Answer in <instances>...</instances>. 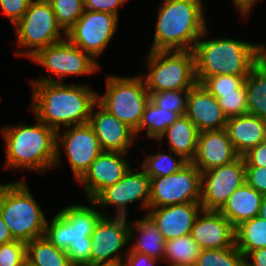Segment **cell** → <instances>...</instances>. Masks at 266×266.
Here are the masks:
<instances>
[{
    "label": "cell",
    "instance_id": "277c9868",
    "mask_svg": "<svg viewBox=\"0 0 266 266\" xmlns=\"http://www.w3.org/2000/svg\"><path fill=\"white\" fill-rule=\"evenodd\" d=\"M86 205H70L46 223L44 237L55 247L66 251L73 266L91 263L92 244L90 236L103 216Z\"/></svg>",
    "mask_w": 266,
    "mask_h": 266
},
{
    "label": "cell",
    "instance_id": "ac0fdd59",
    "mask_svg": "<svg viewBox=\"0 0 266 266\" xmlns=\"http://www.w3.org/2000/svg\"><path fill=\"white\" fill-rule=\"evenodd\" d=\"M95 106H97V110L99 108L96 112H94ZM88 124L94 130L104 151L127 153L134 138H137L132 129L110 114L98 102L91 109Z\"/></svg>",
    "mask_w": 266,
    "mask_h": 266
},
{
    "label": "cell",
    "instance_id": "7402d4cb",
    "mask_svg": "<svg viewBox=\"0 0 266 266\" xmlns=\"http://www.w3.org/2000/svg\"><path fill=\"white\" fill-rule=\"evenodd\" d=\"M185 115L199 132L226 128L228 120L218 100L199 83L188 91Z\"/></svg>",
    "mask_w": 266,
    "mask_h": 266
},
{
    "label": "cell",
    "instance_id": "6da1fadb",
    "mask_svg": "<svg viewBox=\"0 0 266 266\" xmlns=\"http://www.w3.org/2000/svg\"><path fill=\"white\" fill-rule=\"evenodd\" d=\"M33 101L31 110L36 119L60 131L61 124L65 127L86 124L91 109L97 102V95L86 85L64 84L63 82L32 83Z\"/></svg>",
    "mask_w": 266,
    "mask_h": 266
},
{
    "label": "cell",
    "instance_id": "4dcf8cb0",
    "mask_svg": "<svg viewBox=\"0 0 266 266\" xmlns=\"http://www.w3.org/2000/svg\"><path fill=\"white\" fill-rule=\"evenodd\" d=\"M180 117L178 113L159 109L151 100L147 103L143 112L141 123L134 132L135 137L142 129L147 128V136L158 139L161 134Z\"/></svg>",
    "mask_w": 266,
    "mask_h": 266
},
{
    "label": "cell",
    "instance_id": "d6a6232c",
    "mask_svg": "<svg viewBox=\"0 0 266 266\" xmlns=\"http://www.w3.org/2000/svg\"><path fill=\"white\" fill-rule=\"evenodd\" d=\"M188 163L184 158H174L172 151L169 154H151L142 164V170L149 178L164 177L178 172Z\"/></svg>",
    "mask_w": 266,
    "mask_h": 266
},
{
    "label": "cell",
    "instance_id": "5b68a950",
    "mask_svg": "<svg viewBox=\"0 0 266 266\" xmlns=\"http://www.w3.org/2000/svg\"><path fill=\"white\" fill-rule=\"evenodd\" d=\"M35 125L18 124L2 129L6 140L5 168L45 171L56 162V131L36 119Z\"/></svg>",
    "mask_w": 266,
    "mask_h": 266
},
{
    "label": "cell",
    "instance_id": "7c38bea8",
    "mask_svg": "<svg viewBox=\"0 0 266 266\" xmlns=\"http://www.w3.org/2000/svg\"><path fill=\"white\" fill-rule=\"evenodd\" d=\"M117 24L118 17L114 14L85 9L66 33V38L95 59L114 37Z\"/></svg>",
    "mask_w": 266,
    "mask_h": 266
},
{
    "label": "cell",
    "instance_id": "f35d334b",
    "mask_svg": "<svg viewBox=\"0 0 266 266\" xmlns=\"http://www.w3.org/2000/svg\"><path fill=\"white\" fill-rule=\"evenodd\" d=\"M34 0H0L1 9L15 26Z\"/></svg>",
    "mask_w": 266,
    "mask_h": 266
},
{
    "label": "cell",
    "instance_id": "ab89813d",
    "mask_svg": "<svg viewBox=\"0 0 266 266\" xmlns=\"http://www.w3.org/2000/svg\"><path fill=\"white\" fill-rule=\"evenodd\" d=\"M246 183L266 195V167H245Z\"/></svg>",
    "mask_w": 266,
    "mask_h": 266
},
{
    "label": "cell",
    "instance_id": "e0dca14e",
    "mask_svg": "<svg viewBox=\"0 0 266 266\" xmlns=\"http://www.w3.org/2000/svg\"><path fill=\"white\" fill-rule=\"evenodd\" d=\"M126 153L103 151L92 163L88 171L78 181L85 187L88 200H93L103 189L120 181L130 170L124 159Z\"/></svg>",
    "mask_w": 266,
    "mask_h": 266
},
{
    "label": "cell",
    "instance_id": "1f68e13d",
    "mask_svg": "<svg viewBox=\"0 0 266 266\" xmlns=\"http://www.w3.org/2000/svg\"><path fill=\"white\" fill-rule=\"evenodd\" d=\"M244 254L234 244L222 249H204L200 251L194 266H245Z\"/></svg>",
    "mask_w": 266,
    "mask_h": 266
},
{
    "label": "cell",
    "instance_id": "f1b7e54d",
    "mask_svg": "<svg viewBox=\"0 0 266 266\" xmlns=\"http://www.w3.org/2000/svg\"><path fill=\"white\" fill-rule=\"evenodd\" d=\"M235 245L246 257L251 251L266 247V220L256 216L235 228Z\"/></svg>",
    "mask_w": 266,
    "mask_h": 266
},
{
    "label": "cell",
    "instance_id": "60d3db41",
    "mask_svg": "<svg viewBox=\"0 0 266 266\" xmlns=\"http://www.w3.org/2000/svg\"><path fill=\"white\" fill-rule=\"evenodd\" d=\"M87 10L108 12L118 17V8L128 0H83Z\"/></svg>",
    "mask_w": 266,
    "mask_h": 266
},
{
    "label": "cell",
    "instance_id": "7bdbcfd3",
    "mask_svg": "<svg viewBox=\"0 0 266 266\" xmlns=\"http://www.w3.org/2000/svg\"><path fill=\"white\" fill-rule=\"evenodd\" d=\"M157 261V258H152L134 251H128L126 252V258L122 266H155Z\"/></svg>",
    "mask_w": 266,
    "mask_h": 266
},
{
    "label": "cell",
    "instance_id": "9c48e42d",
    "mask_svg": "<svg viewBox=\"0 0 266 266\" xmlns=\"http://www.w3.org/2000/svg\"><path fill=\"white\" fill-rule=\"evenodd\" d=\"M14 27L18 46L27 49L24 52H16V55L29 58L40 49L66 38V33L61 35L62 28L58 25L48 0H34Z\"/></svg>",
    "mask_w": 266,
    "mask_h": 266
},
{
    "label": "cell",
    "instance_id": "ba28073f",
    "mask_svg": "<svg viewBox=\"0 0 266 266\" xmlns=\"http://www.w3.org/2000/svg\"><path fill=\"white\" fill-rule=\"evenodd\" d=\"M150 101L144 76H108L106 92L97 95V102L110 114L124 122L134 132L138 129L143 112Z\"/></svg>",
    "mask_w": 266,
    "mask_h": 266
},
{
    "label": "cell",
    "instance_id": "d590c367",
    "mask_svg": "<svg viewBox=\"0 0 266 266\" xmlns=\"http://www.w3.org/2000/svg\"><path fill=\"white\" fill-rule=\"evenodd\" d=\"M187 94L188 91H160L158 93H150V100L159 109H166L182 116L185 115L186 111Z\"/></svg>",
    "mask_w": 266,
    "mask_h": 266
},
{
    "label": "cell",
    "instance_id": "3957f363",
    "mask_svg": "<svg viewBox=\"0 0 266 266\" xmlns=\"http://www.w3.org/2000/svg\"><path fill=\"white\" fill-rule=\"evenodd\" d=\"M200 0H164L150 51L193 50L207 25Z\"/></svg>",
    "mask_w": 266,
    "mask_h": 266
},
{
    "label": "cell",
    "instance_id": "f6af8a7d",
    "mask_svg": "<svg viewBox=\"0 0 266 266\" xmlns=\"http://www.w3.org/2000/svg\"><path fill=\"white\" fill-rule=\"evenodd\" d=\"M9 228L6 226L3 218L0 215V245L14 241Z\"/></svg>",
    "mask_w": 266,
    "mask_h": 266
},
{
    "label": "cell",
    "instance_id": "4fadbf2b",
    "mask_svg": "<svg viewBox=\"0 0 266 266\" xmlns=\"http://www.w3.org/2000/svg\"><path fill=\"white\" fill-rule=\"evenodd\" d=\"M56 133V162L55 166L60 164L59 141L61 147L65 150L67 159L70 162L74 178L79 181L88 171L91 163L104 151L98 141V138L91 128L86 124L66 127L63 135Z\"/></svg>",
    "mask_w": 266,
    "mask_h": 266
},
{
    "label": "cell",
    "instance_id": "ffe728a7",
    "mask_svg": "<svg viewBox=\"0 0 266 266\" xmlns=\"http://www.w3.org/2000/svg\"><path fill=\"white\" fill-rule=\"evenodd\" d=\"M192 227L191 236L204 249H222L235 244V228L215 210L200 211Z\"/></svg>",
    "mask_w": 266,
    "mask_h": 266
},
{
    "label": "cell",
    "instance_id": "f546056e",
    "mask_svg": "<svg viewBox=\"0 0 266 266\" xmlns=\"http://www.w3.org/2000/svg\"><path fill=\"white\" fill-rule=\"evenodd\" d=\"M201 248L191 234L165 242L164 260L173 265L194 266Z\"/></svg>",
    "mask_w": 266,
    "mask_h": 266
},
{
    "label": "cell",
    "instance_id": "b9f144b4",
    "mask_svg": "<svg viewBox=\"0 0 266 266\" xmlns=\"http://www.w3.org/2000/svg\"><path fill=\"white\" fill-rule=\"evenodd\" d=\"M245 167H266V139L243 155Z\"/></svg>",
    "mask_w": 266,
    "mask_h": 266
},
{
    "label": "cell",
    "instance_id": "2e32d148",
    "mask_svg": "<svg viewBox=\"0 0 266 266\" xmlns=\"http://www.w3.org/2000/svg\"><path fill=\"white\" fill-rule=\"evenodd\" d=\"M150 198V178L142 170L135 172L130 169L124 177L105 189H103L93 200L92 206L106 207L116 206V216H126V207L130 203L142 200V208H149Z\"/></svg>",
    "mask_w": 266,
    "mask_h": 266
},
{
    "label": "cell",
    "instance_id": "30bf717a",
    "mask_svg": "<svg viewBox=\"0 0 266 266\" xmlns=\"http://www.w3.org/2000/svg\"><path fill=\"white\" fill-rule=\"evenodd\" d=\"M201 186V172L192 162L174 174L150 178L149 208L200 203Z\"/></svg>",
    "mask_w": 266,
    "mask_h": 266
},
{
    "label": "cell",
    "instance_id": "52a82bcc",
    "mask_svg": "<svg viewBox=\"0 0 266 266\" xmlns=\"http://www.w3.org/2000/svg\"><path fill=\"white\" fill-rule=\"evenodd\" d=\"M150 72L144 78L149 93L189 91L198 82L192 50L150 51Z\"/></svg>",
    "mask_w": 266,
    "mask_h": 266
},
{
    "label": "cell",
    "instance_id": "d6986e66",
    "mask_svg": "<svg viewBox=\"0 0 266 266\" xmlns=\"http://www.w3.org/2000/svg\"><path fill=\"white\" fill-rule=\"evenodd\" d=\"M239 157L225 128L199 132L197 151L192 163L205 172L233 162Z\"/></svg>",
    "mask_w": 266,
    "mask_h": 266
},
{
    "label": "cell",
    "instance_id": "7a4b0ae2",
    "mask_svg": "<svg viewBox=\"0 0 266 266\" xmlns=\"http://www.w3.org/2000/svg\"><path fill=\"white\" fill-rule=\"evenodd\" d=\"M207 28L193 48L195 74L200 84L214 75L248 76L251 69L265 56V45L229 38L201 40Z\"/></svg>",
    "mask_w": 266,
    "mask_h": 266
},
{
    "label": "cell",
    "instance_id": "7dc6e473",
    "mask_svg": "<svg viewBox=\"0 0 266 266\" xmlns=\"http://www.w3.org/2000/svg\"><path fill=\"white\" fill-rule=\"evenodd\" d=\"M83 266H122L121 264H114V263H90Z\"/></svg>",
    "mask_w": 266,
    "mask_h": 266
},
{
    "label": "cell",
    "instance_id": "c3c4849f",
    "mask_svg": "<svg viewBox=\"0 0 266 266\" xmlns=\"http://www.w3.org/2000/svg\"><path fill=\"white\" fill-rule=\"evenodd\" d=\"M169 266H184V265H173V264H169Z\"/></svg>",
    "mask_w": 266,
    "mask_h": 266
},
{
    "label": "cell",
    "instance_id": "603a6c76",
    "mask_svg": "<svg viewBox=\"0 0 266 266\" xmlns=\"http://www.w3.org/2000/svg\"><path fill=\"white\" fill-rule=\"evenodd\" d=\"M225 129L239 156L266 139V120L249 113L229 118Z\"/></svg>",
    "mask_w": 266,
    "mask_h": 266
},
{
    "label": "cell",
    "instance_id": "d4e9b609",
    "mask_svg": "<svg viewBox=\"0 0 266 266\" xmlns=\"http://www.w3.org/2000/svg\"><path fill=\"white\" fill-rule=\"evenodd\" d=\"M168 137L170 148L174 155L192 162L197 151L199 131L195 124L186 116L178 117L175 122L167 127L158 140Z\"/></svg>",
    "mask_w": 266,
    "mask_h": 266
},
{
    "label": "cell",
    "instance_id": "e575fe53",
    "mask_svg": "<svg viewBox=\"0 0 266 266\" xmlns=\"http://www.w3.org/2000/svg\"><path fill=\"white\" fill-rule=\"evenodd\" d=\"M246 78L247 76L214 75L205 78L200 84L215 98H221L222 94L236 93Z\"/></svg>",
    "mask_w": 266,
    "mask_h": 266
},
{
    "label": "cell",
    "instance_id": "44dd1931",
    "mask_svg": "<svg viewBox=\"0 0 266 266\" xmlns=\"http://www.w3.org/2000/svg\"><path fill=\"white\" fill-rule=\"evenodd\" d=\"M149 209L147 215L156 224L165 241H168L191 234L202 206L200 203H183Z\"/></svg>",
    "mask_w": 266,
    "mask_h": 266
},
{
    "label": "cell",
    "instance_id": "8992f818",
    "mask_svg": "<svg viewBox=\"0 0 266 266\" xmlns=\"http://www.w3.org/2000/svg\"><path fill=\"white\" fill-rule=\"evenodd\" d=\"M40 208L24 181L0 184V215L15 240L44 236L47 220Z\"/></svg>",
    "mask_w": 266,
    "mask_h": 266
},
{
    "label": "cell",
    "instance_id": "bcb514c9",
    "mask_svg": "<svg viewBox=\"0 0 266 266\" xmlns=\"http://www.w3.org/2000/svg\"><path fill=\"white\" fill-rule=\"evenodd\" d=\"M258 216L266 220V195H263Z\"/></svg>",
    "mask_w": 266,
    "mask_h": 266
},
{
    "label": "cell",
    "instance_id": "484cf974",
    "mask_svg": "<svg viewBox=\"0 0 266 266\" xmlns=\"http://www.w3.org/2000/svg\"><path fill=\"white\" fill-rule=\"evenodd\" d=\"M248 113L266 120V55L245 79Z\"/></svg>",
    "mask_w": 266,
    "mask_h": 266
},
{
    "label": "cell",
    "instance_id": "83f0119b",
    "mask_svg": "<svg viewBox=\"0 0 266 266\" xmlns=\"http://www.w3.org/2000/svg\"><path fill=\"white\" fill-rule=\"evenodd\" d=\"M29 266H73L66 251L55 247L44 236L26 243Z\"/></svg>",
    "mask_w": 266,
    "mask_h": 266
},
{
    "label": "cell",
    "instance_id": "8fae6325",
    "mask_svg": "<svg viewBox=\"0 0 266 266\" xmlns=\"http://www.w3.org/2000/svg\"><path fill=\"white\" fill-rule=\"evenodd\" d=\"M30 59L58 76L43 77L32 81L63 82L65 75H87L100 69V65L90 54L73 45L67 38L40 49Z\"/></svg>",
    "mask_w": 266,
    "mask_h": 266
},
{
    "label": "cell",
    "instance_id": "8d00e7d4",
    "mask_svg": "<svg viewBox=\"0 0 266 266\" xmlns=\"http://www.w3.org/2000/svg\"><path fill=\"white\" fill-rule=\"evenodd\" d=\"M216 99L228 119L248 113L245 84L236 93L222 94L221 98Z\"/></svg>",
    "mask_w": 266,
    "mask_h": 266
},
{
    "label": "cell",
    "instance_id": "4316f807",
    "mask_svg": "<svg viewBox=\"0 0 266 266\" xmlns=\"http://www.w3.org/2000/svg\"><path fill=\"white\" fill-rule=\"evenodd\" d=\"M134 225V229L136 227L140 237L136 238L137 240L133 245H130L131 247L127 251H134L164 261L166 241L152 219L146 215L137 220Z\"/></svg>",
    "mask_w": 266,
    "mask_h": 266
},
{
    "label": "cell",
    "instance_id": "cb8c5ba5",
    "mask_svg": "<svg viewBox=\"0 0 266 266\" xmlns=\"http://www.w3.org/2000/svg\"><path fill=\"white\" fill-rule=\"evenodd\" d=\"M262 198L263 194L245 182L218 211L236 228L244 221L258 216Z\"/></svg>",
    "mask_w": 266,
    "mask_h": 266
},
{
    "label": "cell",
    "instance_id": "9a60e30c",
    "mask_svg": "<svg viewBox=\"0 0 266 266\" xmlns=\"http://www.w3.org/2000/svg\"><path fill=\"white\" fill-rule=\"evenodd\" d=\"M131 223L125 216H103L91 234V263L121 264L123 260L120 251L131 241L134 235Z\"/></svg>",
    "mask_w": 266,
    "mask_h": 266
},
{
    "label": "cell",
    "instance_id": "74e56055",
    "mask_svg": "<svg viewBox=\"0 0 266 266\" xmlns=\"http://www.w3.org/2000/svg\"><path fill=\"white\" fill-rule=\"evenodd\" d=\"M27 264V245L14 240L0 245V266H25Z\"/></svg>",
    "mask_w": 266,
    "mask_h": 266
},
{
    "label": "cell",
    "instance_id": "ee69618b",
    "mask_svg": "<svg viewBox=\"0 0 266 266\" xmlns=\"http://www.w3.org/2000/svg\"><path fill=\"white\" fill-rule=\"evenodd\" d=\"M249 257L252 260L250 262ZM245 258V266H266V247L251 251Z\"/></svg>",
    "mask_w": 266,
    "mask_h": 266
},
{
    "label": "cell",
    "instance_id": "5bb4252c",
    "mask_svg": "<svg viewBox=\"0 0 266 266\" xmlns=\"http://www.w3.org/2000/svg\"><path fill=\"white\" fill-rule=\"evenodd\" d=\"M201 182L202 209L218 211L234 191L246 182L243 156L231 163L202 172Z\"/></svg>",
    "mask_w": 266,
    "mask_h": 266
},
{
    "label": "cell",
    "instance_id": "836d02e7",
    "mask_svg": "<svg viewBox=\"0 0 266 266\" xmlns=\"http://www.w3.org/2000/svg\"><path fill=\"white\" fill-rule=\"evenodd\" d=\"M56 16L58 25L63 33L78 21L85 11L83 0H48Z\"/></svg>",
    "mask_w": 266,
    "mask_h": 266
}]
</instances>
